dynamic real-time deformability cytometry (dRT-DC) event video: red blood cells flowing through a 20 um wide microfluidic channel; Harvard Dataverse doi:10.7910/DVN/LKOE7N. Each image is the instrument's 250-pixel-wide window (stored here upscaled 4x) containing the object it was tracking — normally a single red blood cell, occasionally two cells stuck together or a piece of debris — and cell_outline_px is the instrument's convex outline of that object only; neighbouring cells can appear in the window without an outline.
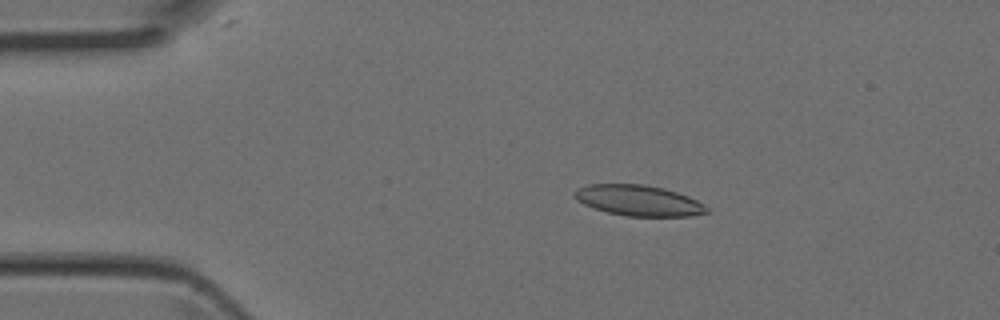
{"species": "Egyptian fruit bat (a non-hibernating species)", "species_latin": "Rousettus aegyptiacus", "temperature_condition": "room temperature", "stored_images_in_passage": 5, "camera_frame_rate_fps": 3000, "um_per_image_px": 0.085, "animal": {"sex": "female"}, "frame": {"image": 1, "passage_image": 3, "time_ms": 0.667, "image_size_px": [1000, 320], "cell_outline_px": [[712, 212], [688, 216], [624, 216], [608, 212], [584, 204], [576, 200], [572, 196], [572, 192], [576, 188], [588, 184], [644, 184], [664, 188], [688, 196], [704, 204]], "centroid_in_image_um": [54.26, 17.03], "position_along_channel_um": 30.7, "area_um2": 23.81}}
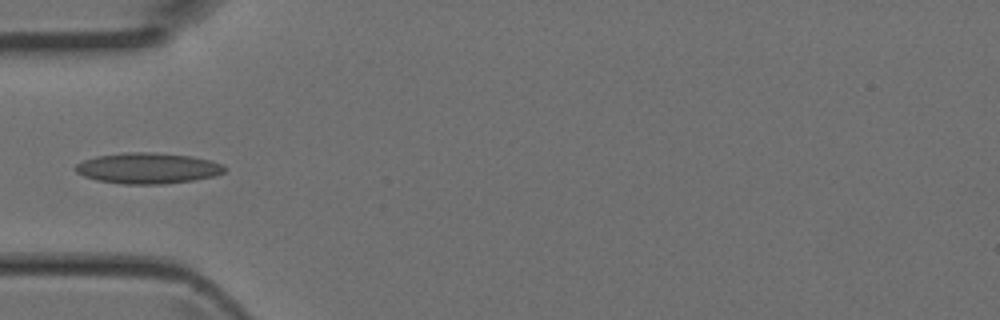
{"frame": {"image": 2, "passage_image": 4, "time_ms": 1.0, "image_size_px": [1000, 320], "cell_outline_px": [[228, 168], [224, 172], [212, 176], [192, 180], [164, 184], [124, 184], [96, 180], [84, 176], [76, 172], [72, 168], [76, 164], [84, 160], [96, 156], [124, 152], [152, 152], [192, 156], [224, 164]], "centroid_in_image_um": [12.54, 14.29], "position_along_channel_um": 72.5, "area_um2": 26.88}}
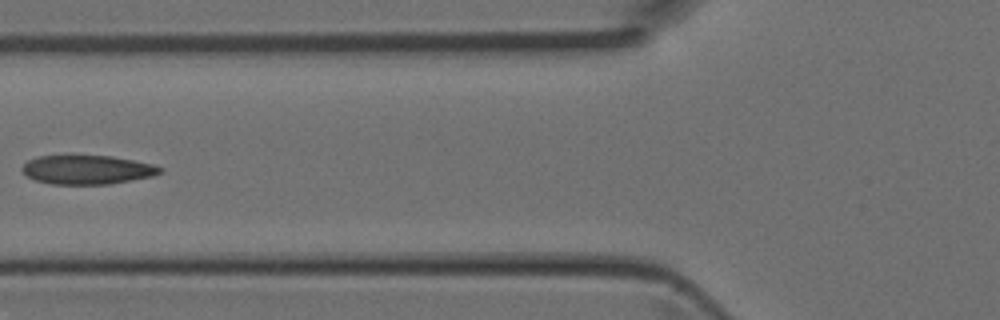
{"frame": {"image": 3, "passage_image": 5, "time_ms": 1.333, "image_size_px": [1000, 320], "cell_outline_px": [[164, 168], [160, 172], [152, 176], [132, 180], [108, 184], [52, 184], [36, 180], [28, 176], [20, 168], [28, 160], [36, 156], [72, 152], [112, 156], [152, 164]], "centroid_in_image_um": [7.35, 14.37], "position_along_channel_um": 118.5, "area_um2": 24.16}}